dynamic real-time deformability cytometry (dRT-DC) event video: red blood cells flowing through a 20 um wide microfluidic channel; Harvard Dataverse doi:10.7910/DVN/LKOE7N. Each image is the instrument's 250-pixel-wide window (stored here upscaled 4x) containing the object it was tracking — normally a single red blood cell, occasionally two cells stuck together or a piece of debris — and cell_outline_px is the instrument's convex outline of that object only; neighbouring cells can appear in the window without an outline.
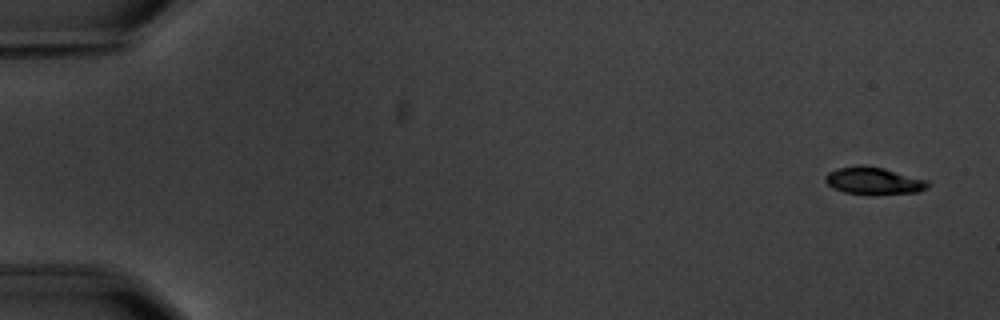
{"species": "common noctule bat (a hibernating species)", "species_latin": "Nyctalus noctula", "temperature_condition": "warm", "stored_images_in_passage": 4, "camera_frame_rate_fps": 3000, "um_per_image_px": 0.085, "animal": {"sex": "male", "body_mass_g": 20.1, "forearm_length_mm": 53.5}, "frame": {"image": 1, "passage_image": 1, "time_ms": 0.0, "image_size_px": [1000, 320], "cell_outline_px": [[928, 184], [924, 188], [916, 192], [844, 192], [832, 188], [824, 180], [824, 176], [828, 172], [836, 168], [860, 164], [864, 164], [884, 168], [928, 180]], "centroid_in_image_um": [74.17, 15.3], "position_along_channel_um": 10.8, "area_um2": 15.66}}
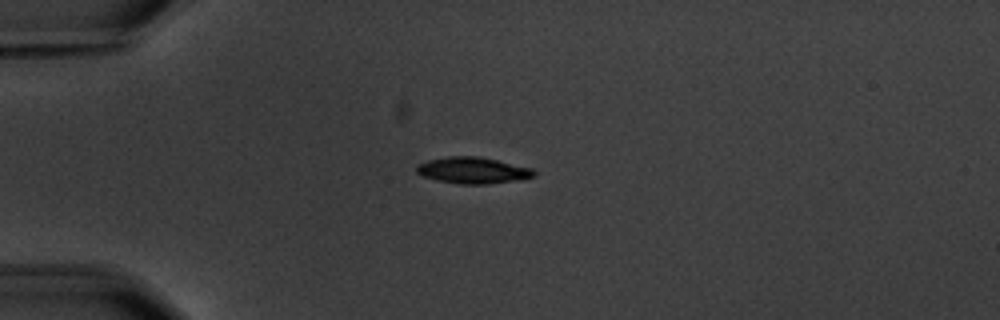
{"frame": {"image": 2, "passage_image": 4, "time_ms": 4.333, "image_size_px": [1000, 320], "cell_outline_px": [[536, 176], [488, 184], [460, 184], [436, 180], [424, 176], [416, 172], [416, 164], [428, 160], [448, 156], [480, 156], [532, 168], [536, 172]], "centroid_in_image_um": [40.16, 14.47], "position_along_channel_um": 44.8, "area_um2": 17.98}}